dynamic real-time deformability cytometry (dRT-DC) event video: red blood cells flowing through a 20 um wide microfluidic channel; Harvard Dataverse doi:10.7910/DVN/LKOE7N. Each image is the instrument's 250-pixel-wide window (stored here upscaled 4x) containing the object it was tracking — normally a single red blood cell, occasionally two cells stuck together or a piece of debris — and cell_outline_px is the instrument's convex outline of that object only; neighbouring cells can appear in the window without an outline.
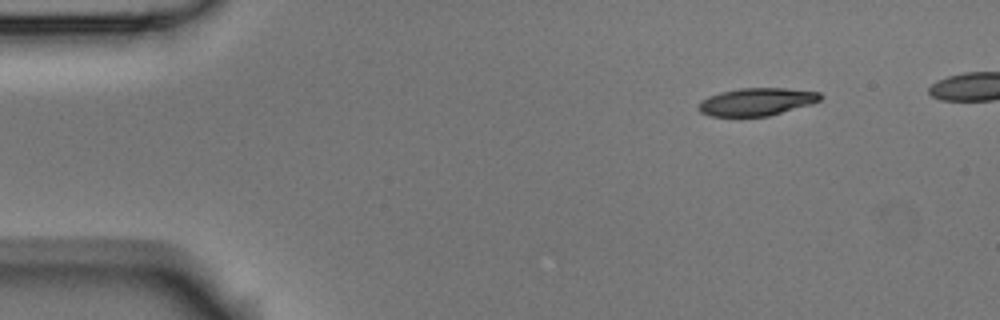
{"species": "Egyptian fruit bat (a non-hibernating species)", "species_latin": "Rousettus aegyptiacus", "temperature_condition": "room temperature", "stored_images_in_passage": 5, "camera_frame_rate_fps": 3000, "um_per_image_px": 0.085, "animal": {"sex": "male"}, "frame": {"image": 1, "passage_image": 1, "time_ms": 0.0, "image_size_px": [1000, 320], "cell_outline_px": [[824, 96], [820, 100], [812, 104], [768, 116], [708, 116], [700, 112], [696, 108], [700, 100], [708, 96], [720, 92], [740, 88], [784, 88], [820, 92]], "centroid_in_image_um": [64.29, 8.65], "position_along_channel_um": 20.7, "area_um2": 19.83}}
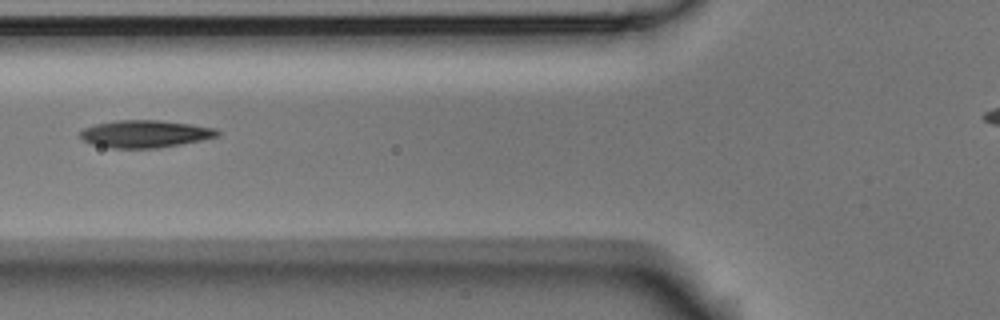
{"frame": {"image": 2, "passage_image": 5, "time_ms": 1.333, "image_size_px": [1000, 320], "cell_outline_px": [[220, 136], [180, 144], [156, 148], [112, 148], [92, 144], [84, 140], [80, 136], [80, 132], [84, 128], [96, 124], [116, 120], [160, 120], [192, 124], [216, 128], [220, 132]], "centroid_in_image_um": [12.35, 11.37], "position_along_channel_um": 113.4, "area_um2": 21.85}}